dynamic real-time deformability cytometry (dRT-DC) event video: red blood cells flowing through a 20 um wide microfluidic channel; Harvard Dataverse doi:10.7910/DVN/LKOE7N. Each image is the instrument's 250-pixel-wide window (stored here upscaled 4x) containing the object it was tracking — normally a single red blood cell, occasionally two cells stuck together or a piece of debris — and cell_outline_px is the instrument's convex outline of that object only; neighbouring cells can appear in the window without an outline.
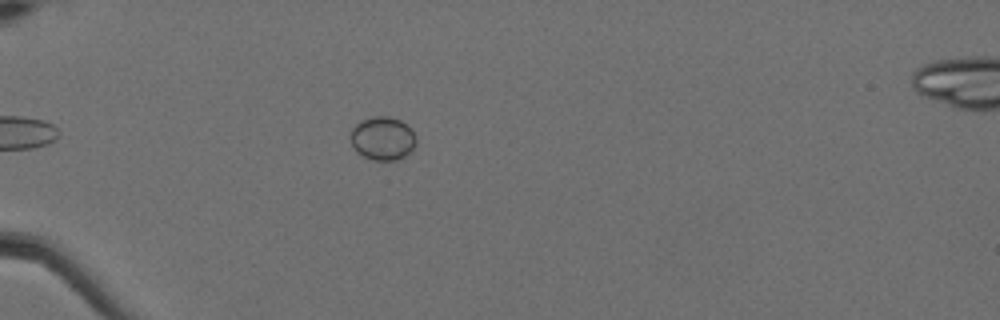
{"species": "Egyptian fruit bat (a non-hibernating species)", "species_latin": "Rousettus aegyptiacus", "temperature_condition": "cold", "stored_images_in_passage": 52, "camera_frame_rate_fps": 3000, "um_per_image_px": 0.085, "animal": {"sex": "female"}, "frame": {"image": 1, "passage_image": 12, "time_ms": 3.667, "image_size_px": [1000, 320], "cell_outline_px": [[416, 144], [404, 156], [396, 160], [372, 160], [356, 152], [352, 144], [352, 128], [360, 120], [372, 116], [388, 116], [400, 120], [416, 136]], "centroid_in_image_um": [32.51, 11.76], "position_along_channel_um": 52.5, "area_um2": 16.36}}
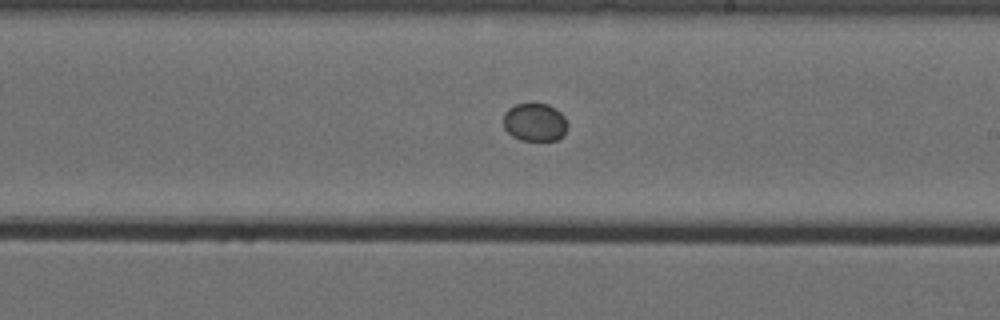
{"frame": {"image": 2, "passage_image": 30, "time_ms": 9.667, "image_size_px": [1000, 320], "cell_outline_px": [[568, 128], [564, 136], [556, 140], [520, 140], [512, 136], [504, 128], [504, 112], [508, 108], [516, 104], [548, 104], [556, 108], [564, 116], [568, 124]], "centroid_in_image_um": [45.48, 10.39], "position_along_channel_um": 243.5, "area_um2": 14.39}}
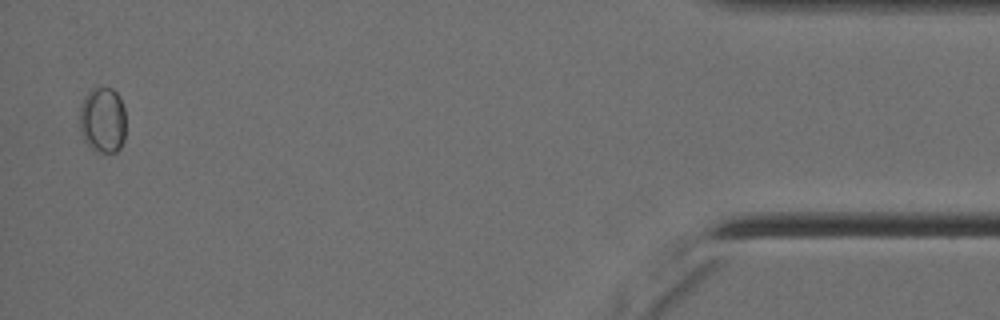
{"frame": {"image": 3, "passage_image": 51, "time_ms": 16.667, "image_size_px": [1000, 320], "cell_outline_px": [[124, 140], [120, 148], [116, 152], [100, 152], [92, 148], [84, 140], [80, 132], [80, 104], [84, 96], [88, 92], [96, 88], [112, 88], [120, 96], [124, 108]], "centroid_in_image_um": [8.72, 10.19], "position_along_channel_um": 426.5, "area_um2": 17.74}}